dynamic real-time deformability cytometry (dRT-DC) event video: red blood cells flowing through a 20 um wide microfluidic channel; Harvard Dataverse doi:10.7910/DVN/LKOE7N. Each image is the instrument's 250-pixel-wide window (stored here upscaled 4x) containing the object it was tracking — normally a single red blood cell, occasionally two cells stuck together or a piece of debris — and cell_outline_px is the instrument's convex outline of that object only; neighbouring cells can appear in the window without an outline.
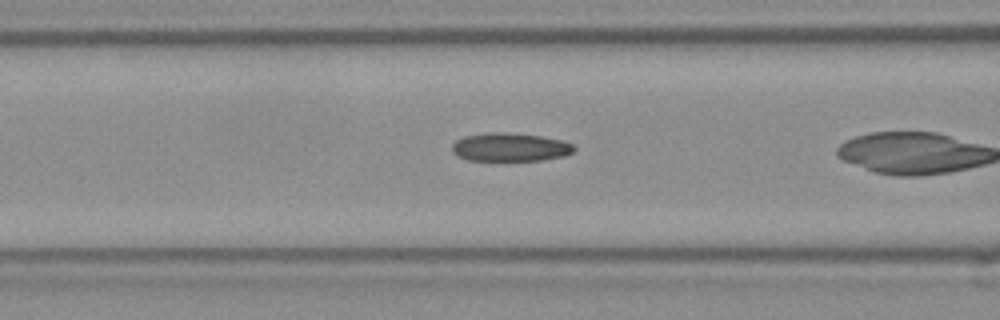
{"species": "Egyptian fruit bat (a non-hibernating species)", "species_latin": "Rousettus aegyptiacus", "temperature_condition": "room temperature", "stored_images_in_passage": 7, "camera_frame_rate_fps": 3000, "um_per_image_px": 0.085, "frame": {"image": 1, "passage_image": 6, "time_ms": 1.667, "image_size_px": [1000, 320], "cell_outline_px": [[576, 148], [572, 152], [564, 156], [540, 160], [468, 160], [452, 152], [452, 144], [456, 140], [464, 136], [488, 132], [508, 132], [540, 136], [564, 140], [572, 144]], "centroid_in_image_um": [43.36, 12.49], "position_along_channel_um": 123.2, "area_um2": 20.17}}